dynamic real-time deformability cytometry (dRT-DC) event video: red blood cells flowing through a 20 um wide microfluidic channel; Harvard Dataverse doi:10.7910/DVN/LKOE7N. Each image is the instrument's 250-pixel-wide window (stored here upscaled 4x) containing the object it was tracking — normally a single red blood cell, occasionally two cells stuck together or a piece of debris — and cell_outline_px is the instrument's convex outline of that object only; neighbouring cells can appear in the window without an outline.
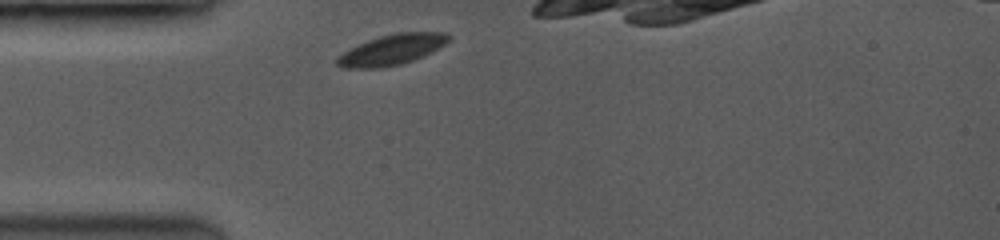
{"species": "common noctule bat (a hibernating species)", "species_latin": "Nyctalus noctula", "temperature_condition": "room temperature", "stored_images_in_passage": 11, "camera_frame_rate_fps": 3500, "um_per_image_px": 0.085, "animal": {"sex": "female", "body_mass_g": 19.0, "forearm_length_mm": 53.3}, "frame": {"image": 1, "passage_image": 1, "time_ms": 0.0, "image_size_px": [1000, 240], "cell_outline_px": [[452, 36], [444, 44], [432, 52], [412, 60], [400, 64], [376, 68], [344, 68], [336, 64], [336, 56], [348, 48], [368, 40], [380, 36], [396, 32], [448, 32]], "centroid_in_image_um": [33.28, 4.21], "position_along_channel_um": 51.7, "area_um2": 19.83}}
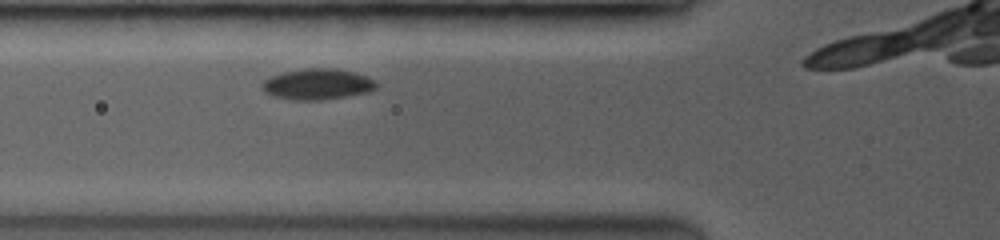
{"frame": {"image": 2, "passage_image": 7, "time_ms": 1.429, "image_size_px": [1000, 240], "cell_outline_px": [[376, 88], [368, 92], [320, 100], [296, 100], [276, 96], [268, 92], [260, 84], [264, 80], [272, 76], [284, 72], [304, 68], [336, 68], [356, 72], [368, 76], [376, 84]], "centroid_in_image_um": [27.01, 7.13], "position_along_channel_um": 98.8, "area_um2": 20.23}}